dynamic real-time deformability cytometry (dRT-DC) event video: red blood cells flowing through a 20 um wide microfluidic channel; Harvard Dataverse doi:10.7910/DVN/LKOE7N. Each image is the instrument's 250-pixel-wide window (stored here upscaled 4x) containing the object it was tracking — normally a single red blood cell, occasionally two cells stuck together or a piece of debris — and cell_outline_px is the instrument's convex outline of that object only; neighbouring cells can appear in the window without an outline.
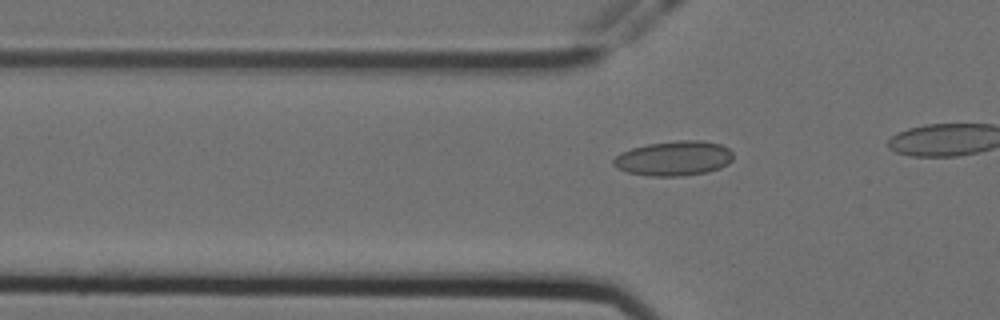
{"species": "Egyptian fruit bat (a non-hibernating species)", "species_latin": "Rousettus aegyptiacus", "temperature_condition": "cold", "stored_images_in_passage": 21, "camera_frame_rate_fps": 3000, "um_per_image_px": 0.085, "animal": {"sex": "female"}, "frame": {"image": 1, "passage_image": 15, "time_ms": 4.667, "image_size_px": [1000, 320], "cell_outline_px": [[732, 160], [728, 164], [720, 168], [708, 172], [684, 176], [652, 176], [628, 172], [616, 168], [612, 164], [612, 160], [620, 152], [632, 148], [648, 144], [676, 140], [700, 140], [720, 144], [728, 148], [732, 152]], "centroid_in_image_um": [57.27, 13.46], "position_along_channel_um": 68.5, "area_um2": 24.39}}